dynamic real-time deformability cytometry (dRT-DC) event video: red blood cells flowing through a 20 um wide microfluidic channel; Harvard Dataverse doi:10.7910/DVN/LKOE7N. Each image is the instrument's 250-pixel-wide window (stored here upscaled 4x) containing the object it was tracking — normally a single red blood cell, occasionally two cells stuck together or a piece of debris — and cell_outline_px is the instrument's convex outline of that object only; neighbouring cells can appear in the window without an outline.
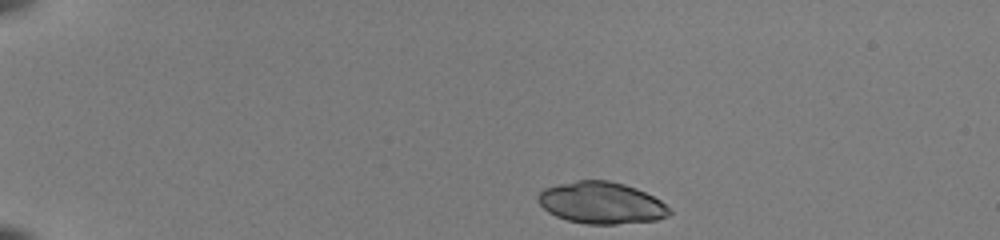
{"species": "common noctule bat (a hibernating species)", "species_latin": "Nyctalus noctula", "temperature_condition": "room temperature", "stored_images_in_passage": 42, "camera_frame_rate_fps": 3000, "um_per_image_px": 0.085, "animal": {"sex": "female", "body_mass_g": 22.0, "forearm_length_mm": 56.7}, "frame": {"image": 1, "passage_image": 1, "time_ms": 0.0, "image_size_px": [1000, 240], "cell_outline_px": [[672, 212], [668, 216], [656, 220], [616, 224], [584, 224], [568, 220], [556, 216], [548, 212], [536, 200], [536, 196], [544, 188], [576, 180], [608, 180], [624, 184], [636, 188], [660, 200]], "centroid_in_image_um": [51.09, 17.24], "position_along_channel_um": 33.9, "area_um2": 31.91}}